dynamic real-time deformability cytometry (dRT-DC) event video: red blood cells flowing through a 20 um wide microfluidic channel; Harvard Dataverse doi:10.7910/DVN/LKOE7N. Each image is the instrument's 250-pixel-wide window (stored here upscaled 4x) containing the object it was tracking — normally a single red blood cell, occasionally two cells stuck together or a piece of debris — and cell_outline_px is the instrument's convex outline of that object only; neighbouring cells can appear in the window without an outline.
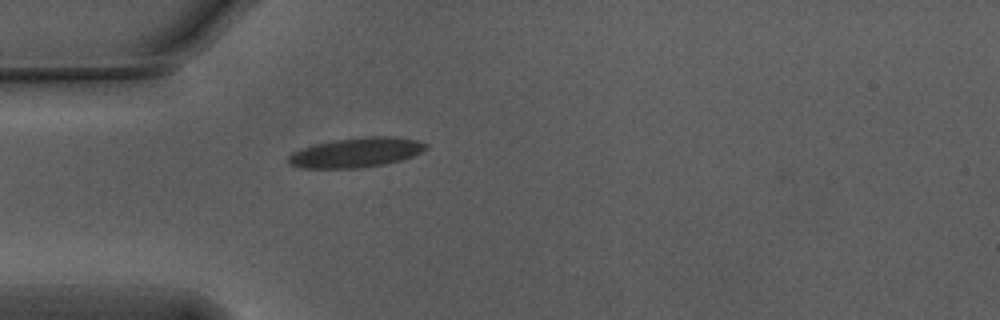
{"species": "Egyptian fruit bat (a non-hibernating species)", "species_latin": "Rousettus aegyptiacus", "temperature_condition": "warm", "stored_images_in_passage": 6, "camera_frame_rate_fps": 3000, "um_per_image_px": 0.085, "animal": {"sex": "male"}, "frame": {"image": 1, "passage_image": 1, "time_ms": 0.0, "image_size_px": [1000, 320], "cell_outline_px": [[428, 148], [412, 156], [400, 160], [384, 164], [360, 168], [304, 168], [288, 164], [288, 156], [292, 152], [316, 144], [336, 140], [372, 136], [392, 136], [416, 140], [428, 144]], "centroid_in_image_um": [30.29, 12.97], "position_along_channel_um": 54.7, "area_um2": 23.52}}
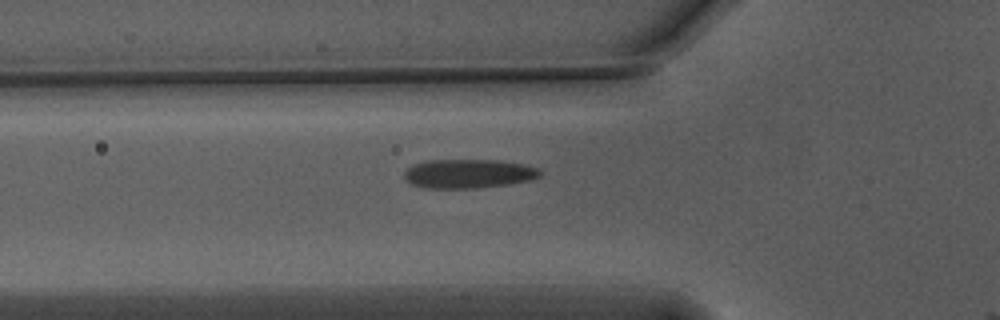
{"frame": {"image": 2, "passage_image": 4, "time_ms": 1.0, "image_size_px": [1000, 320], "cell_outline_px": [[544, 172], [540, 176], [532, 180], [508, 184], [476, 188], [424, 188], [412, 184], [404, 176], [404, 172], [412, 164], [428, 160], [500, 160], [524, 164], [540, 168]], "centroid_in_image_um": [39.87, 14.75], "position_along_channel_um": 85.9, "area_um2": 23.18}}